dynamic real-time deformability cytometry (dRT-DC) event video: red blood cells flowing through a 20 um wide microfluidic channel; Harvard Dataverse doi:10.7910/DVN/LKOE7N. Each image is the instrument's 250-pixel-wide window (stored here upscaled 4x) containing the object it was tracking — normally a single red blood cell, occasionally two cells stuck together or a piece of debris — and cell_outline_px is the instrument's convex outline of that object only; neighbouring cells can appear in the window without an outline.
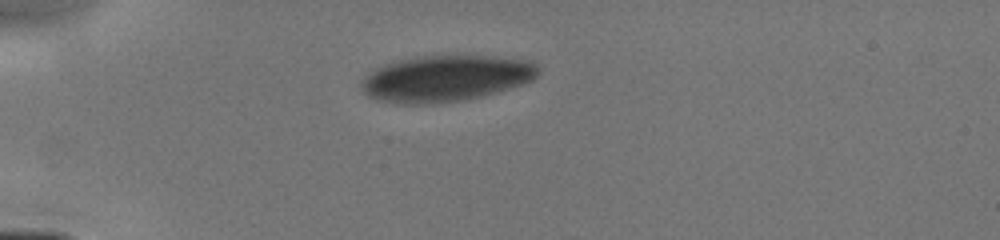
{"species": "human", "species_latin": "Homo sapiens", "temperature_condition": "cold", "stored_images_in_passage": 2, "camera_frame_rate_fps": 3000, "um_per_image_px": 0.085, "donor": {"sex": "male"}, "frame": {"image": 1, "passage_image": 1, "time_ms": 0.0, "image_size_px": [1000, 240], "cell_outline_px": [[536, 76], [532, 80], [496, 92], [480, 96], [460, 100], [432, 104], [396, 104], [376, 100], [368, 96], [364, 92], [360, 84], [364, 76], [368, 72], [384, 64], [396, 60], [420, 56], [484, 56], [524, 60], [536, 64]], "centroid_in_image_um": [37.77, 6.68], "position_along_channel_um": 47.2, "area_um2": 47.22}}